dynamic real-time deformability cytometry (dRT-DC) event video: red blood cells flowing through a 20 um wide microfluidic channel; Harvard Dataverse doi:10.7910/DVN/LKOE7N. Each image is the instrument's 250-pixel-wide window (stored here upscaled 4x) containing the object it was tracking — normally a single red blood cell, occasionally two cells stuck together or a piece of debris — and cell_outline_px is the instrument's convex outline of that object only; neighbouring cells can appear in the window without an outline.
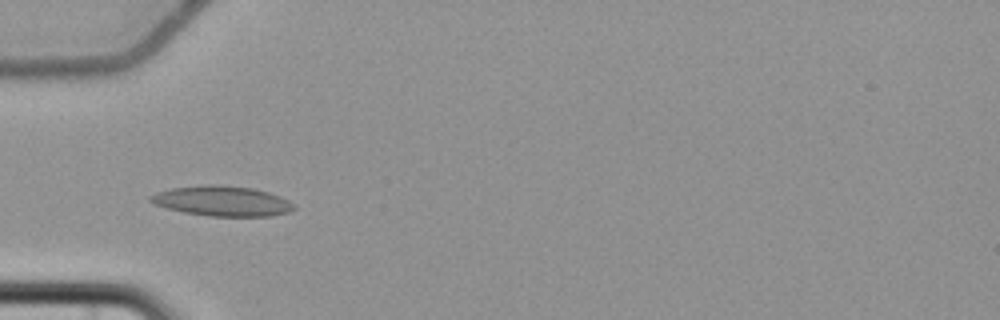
{"species": "common noctule bat (a hibernating species)", "species_latin": "Nyctalus noctula", "temperature_condition": "cold", "stored_images_in_passage": 4, "camera_frame_rate_fps": 3000, "um_per_image_px": 0.085, "animal": {"sex": "female", "body_mass_g": 22.7, "forearm_length_mm": 54.2}, "frame": {"image": 1, "passage_image": 3, "time_ms": 2.667, "image_size_px": [1000, 320], "cell_outline_px": [[296, 208], [288, 212], [272, 216], [208, 216], [184, 212], [152, 204], [148, 200], [148, 196], [156, 192], [172, 188], [208, 184], [216, 184], [252, 188], [268, 192], [280, 196], [296, 204]], "centroid_in_image_um": [18.88, 17.08], "position_along_channel_um": 66.1, "area_um2": 25.32}}
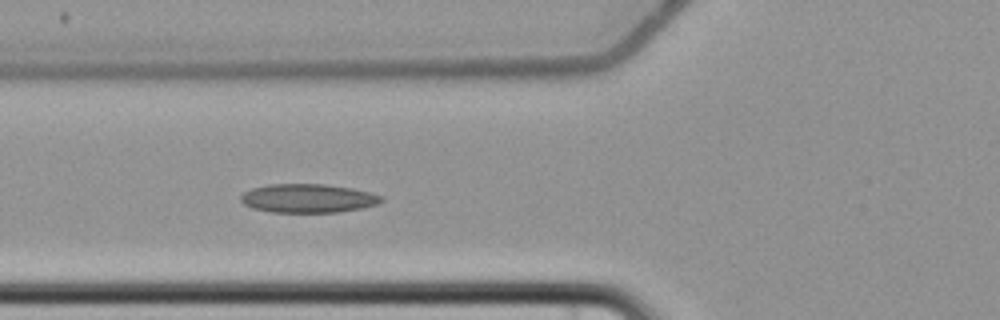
{"frame": {"image": 2, "passage_image": 4, "time_ms": 3.667, "image_size_px": [1000, 320], "cell_outline_px": [[384, 200], [380, 204], [340, 212], [272, 212], [252, 208], [244, 204], [240, 200], [240, 196], [244, 192], [252, 188], [268, 184], [324, 184], [352, 188], [372, 192], [384, 196]], "centroid_in_image_um": [26.22, 16.85], "position_along_channel_um": 99.6, "area_um2": 23.76}}